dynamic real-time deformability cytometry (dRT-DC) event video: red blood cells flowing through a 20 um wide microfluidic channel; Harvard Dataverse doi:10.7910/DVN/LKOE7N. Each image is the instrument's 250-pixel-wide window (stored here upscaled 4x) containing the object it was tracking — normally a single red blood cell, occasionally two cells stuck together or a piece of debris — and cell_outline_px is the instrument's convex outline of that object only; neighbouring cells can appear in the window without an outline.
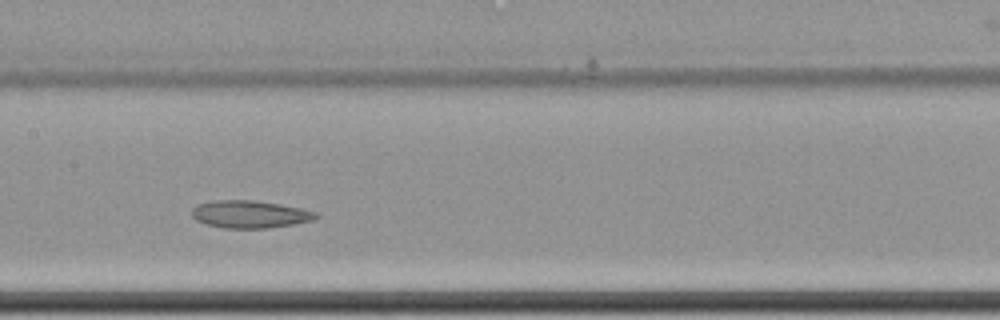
{"species": "common noctule bat (a hibernating species)", "species_latin": "Nyctalus noctula", "temperature_condition": "cold", "stored_images_in_passage": 12, "camera_frame_rate_fps": 3000, "um_per_image_px": 0.085, "animal": {"sex": "female", "body_mass_g": 22.7, "forearm_length_mm": 54.2}, "frame": {"image": 1, "passage_image": 6, "time_ms": 1.667, "image_size_px": [1000, 320], "cell_outline_px": [[320, 216], [312, 220], [292, 224], [268, 228], [224, 228], [208, 224], [196, 220], [192, 216], [192, 208], [196, 204], [212, 200], [252, 200], [280, 204], [300, 208], [316, 212]], "centroid_in_image_um": [21.21, 18.2], "position_along_channel_um": 186.2, "area_um2": 19.83}}
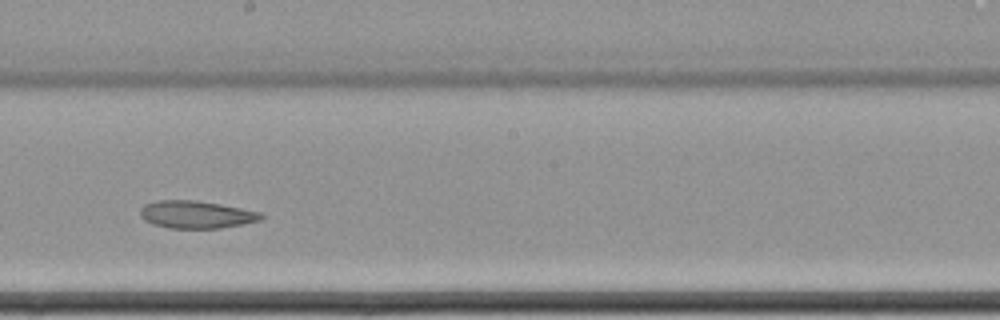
{"frame": {"image": 2, "passage_image": 7, "time_ms": 2.0, "image_size_px": [1000, 320], "cell_outline_px": [[264, 220], [220, 228], [168, 228], [144, 220], [140, 216], [140, 208], [144, 204], [156, 200], [196, 200], [220, 204], [260, 212], [264, 216]], "centroid_in_image_um": [16.68, 18.23], "position_along_channel_um": 231.5, "area_um2": 19.42}}
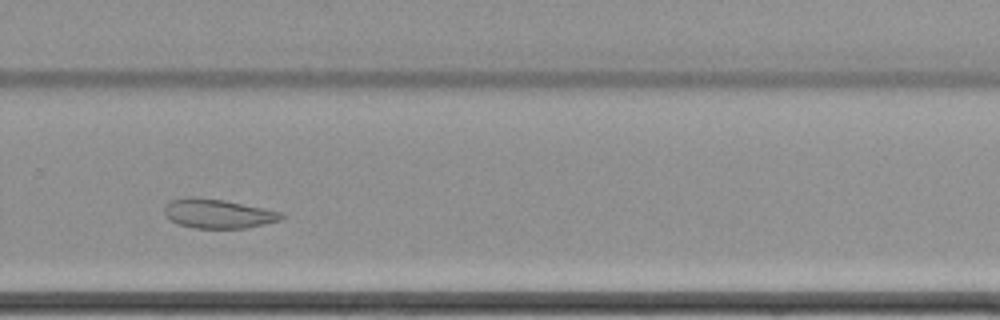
{"frame": {"image": 3, "passage_image": 9, "time_ms": 2.667, "image_size_px": [1000, 320], "cell_outline_px": [[284, 216], [280, 220], [248, 228], [192, 228], [180, 224], [172, 220], [164, 212], [164, 204], [172, 200], [188, 196], [196, 196], [224, 200], [284, 212]], "centroid_in_image_um": [18.54, 18.15], "position_along_channel_um": 311.3, "area_um2": 20.0}}